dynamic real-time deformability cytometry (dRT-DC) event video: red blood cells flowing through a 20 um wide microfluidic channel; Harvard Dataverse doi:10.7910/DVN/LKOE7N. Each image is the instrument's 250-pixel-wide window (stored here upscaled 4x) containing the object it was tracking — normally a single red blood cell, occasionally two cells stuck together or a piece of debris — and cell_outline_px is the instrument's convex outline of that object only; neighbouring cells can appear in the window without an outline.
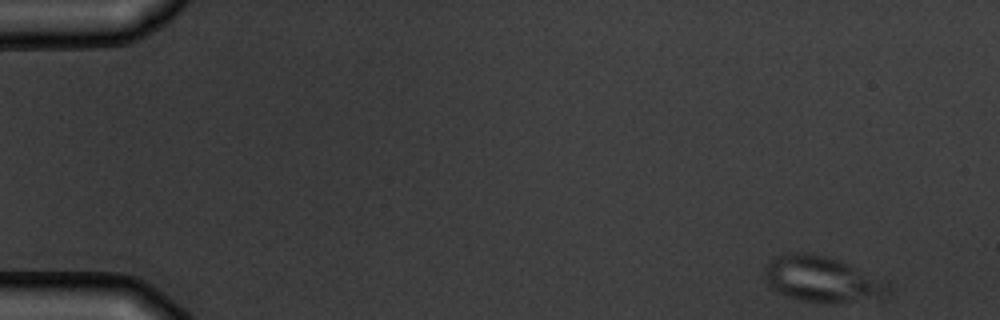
{"species": "common noctule bat (a hibernating species)", "species_latin": "Nyctalus noctula", "temperature_condition": "warm", "stored_images_in_passage": 6, "camera_frame_rate_fps": 3000, "um_per_image_px": 0.085, "animal": {"sex": "male", "body_mass_g": 19.5, "forearm_length_mm": 54.6}, "frame": {"image": 1, "passage_image": 1, "time_ms": 0.0, "image_size_px": [1000, 320], "cell_outline_px": [[888, 288], [884, 300], [832, 304], [824, 304], [800, 300], [788, 296], [772, 288], [764, 280], [764, 264], [772, 256], [796, 252], [800, 252], [824, 256], [848, 264], [888, 284]], "centroid_in_image_um": [69.83, 23.78], "position_along_channel_um": 15.2, "area_um2": 33.23}}